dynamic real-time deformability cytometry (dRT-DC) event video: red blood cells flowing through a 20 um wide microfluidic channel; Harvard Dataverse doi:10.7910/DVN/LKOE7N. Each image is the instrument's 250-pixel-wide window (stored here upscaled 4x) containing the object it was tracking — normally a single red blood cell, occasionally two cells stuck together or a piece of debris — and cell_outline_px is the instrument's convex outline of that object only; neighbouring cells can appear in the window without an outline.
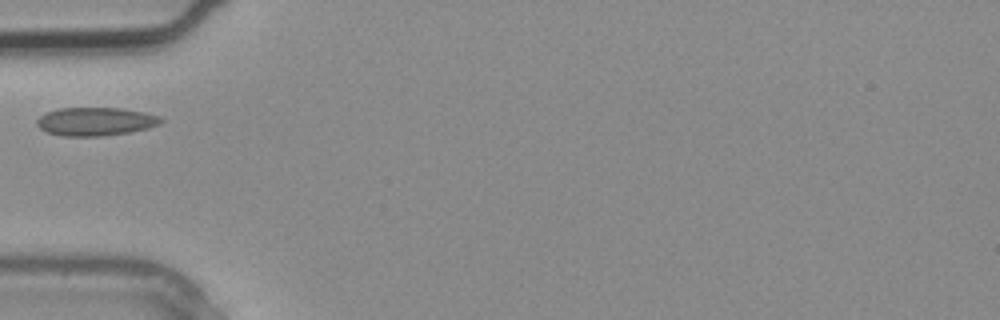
{"species": "common noctule bat (a hibernating species)", "species_latin": "Nyctalus noctula", "temperature_condition": "warm", "stored_images_in_passage": 3, "camera_frame_rate_fps": 3000, "um_per_image_px": 0.085, "animal": {"sex": "male", "body_mass_g": 20.4}, "frame": {"image": 1, "passage_image": 3, "time_ms": 0.667, "image_size_px": [1000, 320], "cell_outline_px": [[164, 120], [160, 124], [148, 128], [128, 132], [100, 136], [60, 136], [48, 132], [40, 128], [36, 124], [36, 120], [44, 112], [60, 108], [120, 108], [144, 112], [160, 116]], "centroid_in_image_um": [8.11, 10.32], "position_along_channel_um": 76.9, "area_um2": 20.52}}